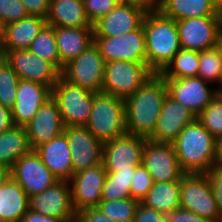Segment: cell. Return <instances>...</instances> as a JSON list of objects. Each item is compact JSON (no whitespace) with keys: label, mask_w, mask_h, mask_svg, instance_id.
Here are the masks:
<instances>
[{"label":"cell","mask_w":222,"mask_h":222,"mask_svg":"<svg viewBox=\"0 0 222 222\" xmlns=\"http://www.w3.org/2000/svg\"><path fill=\"white\" fill-rule=\"evenodd\" d=\"M199 51L180 49L159 73L163 78L198 77Z\"/></svg>","instance_id":"cell-31"},{"label":"cell","mask_w":222,"mask_h":222,"mask_svg":"<svg viewBox=\"0 0 222 222\" xmlns=\"http://www.w3.org/2000/svg\"><path fill=\"white\" fill-rule=\"evenodd\" d=\"M142 165L154 182L180 181L184 174L172 143L147 139L142 152Z\"/></svg>","instance_id":"cell-11"},{"label":"cell","mask_w":222,"mask_h":222,"mask_svg":"<svg viewBox=\"0 0 222 222\" xmlns=\"http://www.w3.org/2000/svg\"><path fill=\"white\" fill-rule=\"evenodd\" d=\"M140 201L131 197L123 200L100 201L97 208L115 222H132Z\"/></svg>","instance_id":"cell-35"},{"label":"cell","mask_w":222,"mask_h":222,"mask_svg":"<svg viewBox=\"0 0 222 222\" xmlns=\"http://www.w3.org/2000/svg\"><path fill=\"white\" fill-rule=\"evenodd\" d=\"M130 1L141 3L149 9H156L159 4V0H130Z\"/></svg>","instance_id":"cell-51"},{"label":"cell","mask_w":222,"mask_h":222,"mask_svg":"<svg viewBox=\"0 0 222 222\" xmlns=\"http://www.w3.org/2000/svg\"><path fill=\"white\" fill-rule=\"evenodd\" d=\"M11 177V168L0 165V186H3Z\"/></svg>","instance_id":"cell-49"},{"label":"cell","mask_w":222,"mask_h":222,"mask_svg":"<svg viewBox=\"0 0 222 222\" xmlns=\"http://www.w3.org/2000/svg\"><path fill=\"white\" fill-rule=\"evenodd\" d=\"M105 60L95 43L64 65L61 76L92 93H101Z\"/></svg>","instance_id":"cell-8"},{"label":"cell","mask_w":222,"mask_h":222,"mask_svg":"<svg viewBox=\"0 0 222 222\" xmlns=\"http://www.w3.org/2000/svg\"><path fill=\"white\" fill-rule=\"evenodd\" d=\"M172 144L184 173H207L215 164V137L197 119Z\"/></svg>","instance_id":"cell-3"},{"label":"cell","mask_w":222,"mask_h":222,"mask_svg":"<svg viewBox=\"0 0 222 222\" xmlns=\"http://www.w3.org/2000/svg\"><path fill=\"white\" fill-rule=\"evenodd\" d=\"M180 207L209 222H222L206 173H184L180 178Z\"/></svg>","instance_id":"cell-5"},{"label":"cell","mask_w":222,"mask_h":222,"mask_svg":"<svg viewBox=\"0 0 222 222\" xmlns=\"http://www.w3.org/2000/svg\"><path fill=\"white\" fill-rule=\"evenodd\" d=\"M29 15H37L47 18L50 8V0H21Z\"/></svg>","instance_id":"cell-45"},{"label":"cell","mask_w":222,"mask_h":222,"mask_svg":"<svg viewBox=\"0 0 222 222\" xmlns=\"http://www.w3.org/2000/svg\"><path fill=\"white\" fill-rule=\"evenodd\" d=\"M29 16L21 0H0V25L19 21Z\"/></svg>","instance_id":"cell-39"},{"label":"cell","mask_w":222,"mask_h":222,"mask_svg":"<svg viewBox=\"0 0 222 222\" xmlns=\"http://www.w3.org/2000/svg\"><path fill=\"white\" fill-rule=\"evenodd\" d=\"M94 43L105 62L124 60L147 63L146 36L142 25L135 31L119 36H94Z\"/></svg>","instance_id":"cell-9"},{"label":"cell","mask_w":222,"mask_h":222,"mask_svg":"<svg viewBox=\"0 0 222 222\" xmlns=\"http://www.w3.org/2000/svg\"><path fill=\"white\" fill-rule=\"evenodd\" d=\"M163 222H209L205 218L181 207L164 212Z\"/></svg>","instance_id":"cell-42"},{"label":"cell","mask_w":222,"mask_h":222,"mask_svg":"<svg viewBox=\"0 0 222 222\" xmlns=\"http://www.w3.org/2000/svg\"><path fill=\"white\" fill-rule=\"evenodd\" d=\"M218 47L220 48V50L222 52V36H219Z\"/></svg>","instance_id":"cell-52"},{"label":"cell","mask_w":222,"mask_h":222,"mask_svg":"<svg viewBox=\"0 0 222 222\" xmlns=\"http://www.w3.org/2000/svg\"><path fill=\"white\" fill-rule=\"evenodd\" d=\"M4 60V55L2 54V52L0 51V63Z\"/></svg>","instance_id":"cell-54"},{"label":"cell","mask_w":222,"mask_h":222,"mask_svg":"<svg viewBox=\"0 0 222 222\" xmlns=\"http://www.w3.org/2000/svg\"><path fill=\"white\" fill-rule=\"evenodd\" d=\"M75 222H115L106 217L97 207L82 209L76 213Z\"/></svg>","instance_id":"cell-44"},{"label":"cell","mask_w":222,"mask_h":222,"mask_svg":"<svg viewBox=\"0 0 222 222\" xmlns=\"http://www.w3.org/2000/svg\"><path fill=\"white\" fill-rule=\"evenodd\" d=\"M29 209V197L11 177L0 186V221L19 222Z\"/></svg>","instance_id":"cell-28"},{"label":"cell","mask_w":222,"mask_h":222,"mask_svg":"<svg viewBox=\"0 0 222 222\" xmlns=\"http://www.w3.org/2000/svg\"><path fill=\"white\" fill-rule=\"evenodd\" d=\"M175 21L198 17H216L215 0H159L157 8Z\"/></svg>","instance_id":"cell-27"},{"label":"cell","mask_w":222,"mask_h":222,"mask_svg":"<svg viewBox=\"0 0 222 222\" xmlns=\"http://www.w3.org/2000/svg\"><path fill=\"white\" fill-rule=\"evenodd\" d=\"M63 132L68 140L74 174L102 164L104 142L91 131L86 127L68 126Z\"/></svg>","instance_id":"cell-15"},{"label":"cell","mask_w":222,"mask_h":222,"mask_svg":"<svg viewBox=\"0 0 222 222\" xmlns=\"http://www.w3.org/2000/svg\"><path fill=\"white\" fill-rule=\"evenodd\" d=\"M142 204L161 213L180 207V181L154 182Z\"/></svg>","instance_id":"cell-30"},{"label":"cell","mask_w":222,"mask_h":222,"mask_svg":"<svg viewBox=\"0 0 222 222\" xmlns=\"http://www.w3.org/2000/svg\"><path fill=\"white\" fill-rule=\"evenodd\" d=\"M216 18L219 29V35L222 36V0L216 2Z\"/></svg>","instance_id":"cell-50"},{"label":"cell","mask_w":222,"mask_h":222,"mask_svg":"<svg viewBox=\"0 0 222 222\" xmlns=\"http://www.w3.org/2000/svg\"><path fill=\"white\" fill-rule=\"evenodd\" d=\"M215 163L222 164V135L215 137Z\"/></svg>","instance_id":"cell-48"},{"label":"cell","mask_w":222,"mask_h":222,"mask_svg":"<svg viewBox=\"0 0 222 222\" xmlns=\"http://www.w3.org/2000/svg\"><path fill=\"white\" fill-rule=\"evenodd\" d=\"M19 222H65L64 220L52 216L42 215L30 209L21 217Z\"/></svg>","instance_id":"cell-46"},{"label":"cell","mask_w":222,"mask_h":222,"mask_svg":"<svg viewBox=\"0 0 222 222\" xmlns=\"http://www.w3.org/2000/svg\"><path fill=\"white\" fill-rule=\"evenodd\" d=\"M47 24L54 27H93L83 0H50Z\"/></svg>","instance_id":"cell-26"},{"label":"cell","mask_w":222,"mask_h":222,"mask_svg":"<svg viewBox=\"0 0 222 222\" xmlns=\"http://www.w3.org/2000/svg\"><path fill=\"white\" fill-rule=\"evenodd\" d=\"M47 24L46 18L29 15L2 27L0 51L29 49L33 40Z\"/></svg>","instance_id":"cell-23"},{"label":"cell","mask_w":222,"mask_h":222,"mask_svg":"<svg viewBox=\"0 0 222 222\" xmlns=\"http://www.w3.org/2000/svg\"><path fill=\"white\" fill-rule=\"evenodd\" d=\"M168 95L165 79L154 73L132 95L124 99L126 132L148 138L155 129Z\"/></svg>","instance_id":"cell-1"},{"label":"cell","mask_w":222,"mask_h":222,"mask_svg":"<svg viewBox=\"0 0 222 222\" xmlns=\"http://www.w3.org/2000/svg\"><path fill=\"white\" fill-rule=\"evenodd\" d=\"M153 183L154 181L148 170L142 164L137 166L131 180V198L141 202L153 186Z\"/></svg>","instance_id":"cell-38"},{"label":"cell","mask_w":222,"mask_h":222,"mask_svg":"<svg viewBox=\"0 0 222 222\" xmlns=\"http://www.w3.org/2000/svg\"><path fill=\"white\" fill-rule=\"evenodd\" d=\"M1 52L20 79L41 83L52 90L61 76V72L51 62L42 59L29 49Z\"/></svg>","instance_id":"cell-10"},{"label":"cell","mask_w":222,"mask_h":222,"mask_svg":"<svg viewBox=\"0 0 222 222\" xmlns=\"http://www.w3.org/2000/svg\"><path fill=\"white\" fill-rule=\"evenodd\" d=\"M149 10L138 2L118 3L106 16L93 24L94 36L114 37L137 30Z\"/></svg>","instance_id":"cell-16"},{"label":"cell","mask_w":222,"mask_h":222,"mask_svg":"<svg viewBox=\"0 0 222 222\" xmlns=\"http://www.w3.org/2000/svg\"><path fill=\"white\" fill-rule=\"evenodd\" d=\"M196 116L169 95L165 98L154 132L147 138L154 142L172 143Z\"/></svg>","instance_id":"cell-21"},{"label":"cell","mask_w":222,"mask_h":222,"mask_svg":"<svg viewBox=\"0 0 222 222\" xmlns=\"http://www.w3.org/2000/svg\"><path fill=\"white\" fill-rule=\"evenodd\" d=\"M32 151L28 135L23 126H13L0 133V165L12 168L23 155Z\"/></svg>","instance_id":"cell-29"},{"label":"cell","mask_w":222,"mask_h":222,"mask_svg":"<svg viewBox=\"0 0 222 222\" xmlns=\"http://www.w3.org/2000/svg\"><path fill=\"white\" fill-rule=\"evenodd\" d=\"M85 127L102 142L127 133L124 99L102 92L94 93L91 115Z\"/></svg>","instance_id":"cell-4"},{"label":"cell","mask_w":222,"mask_h":222,"mask_svg":"<svg viewBox=\"0 0 222 222\" xmlns=\"http://www.w3.org/2000/svg\"><path fill=\"white\" fill-rule=\"evenodd\" d=\"M142 26L146 36V61L154 73H160L181 49L176 21L158 9H149Z\"/></svg>","instance_id":"cell-2"},{"label":"cell","mask_w":222,"mask_h":222,"mask_svg":"<svg viewBox=\"0 0 222 222\" xmlns=\"http://www.w3.org/2000/svg\"><path fill=\"white\" fill-rule=\"evenodd\" d=\"M65 127H85L93 106L94 93L75 85L62 76L52 88Z\"/></svg>","instance_id":"cell-6"},{"label":"cell","mask_w":222,"mask_h":222,"mask_svg":"<svg viewBox=\"0 0 222 222\" xmlns=\"http://www.w3.org/2000/svg\"><path fill=\"white\" fill-rule=\"evenodd\" d=\"M182 49L204 51L218 46L219 29L216 17L188 18L176 21Z\"/></svg>","instance_id":"cell-19"},{"label":"cell","mask_w":222,"mask_h":222,"mask_svg":"<svg viewBox=\"0 0 222 222\" xmlns=\"http://www.w3.org/2000/svg\"><path fill=\"white\" fill-rule=\"evenodd\" d=\"M14 126L11 110L0 104V133Z\"/></svg>","instance_id":"cell-47"},{"label":"cell","mask_w":222,"mask_h":222,"mask_svg":"<svg viewBox=\"0 0 222 222\" xmlns=\"http://www.w3.org/2000/svg\"><path fill=\"white\" fill-rule=\"evenodd\" d=\"M132 222H163V213L140 202Z\"/></svg>","instance_id":"cell-43"},{"label":"cell","mask_w":222,"mask_h":222,"mask_svg":"<svg viewBox=\"0 0 222 222\" xmlns=\"http://www.w3.org/2000/svg\"><path fill=\"white\" fill-rule=\"evenodd\" d=\"M198 77L209 83L218 82L222 90V52L218 46L199 52Z\"/></svg>","instance_id":"cell-34"},{"label":"cell","mask_w":222,"mask_h":222,"mask_svg":"<svg viewBox=\"0 0 222 222\" xmlns=\"http://www.w3.org/2000/svg\"><path fill=\"white\" fill-rule=\"evenodd\" d=\"M2 26L0 25V44H1Z\"/></svg>","instance_id":"cell-55"},{"label":"cell","mask_w":222,"mask_h":222,"mask_svg":"<svg viewBox=\"0 0 222 222\" xmlns=\"http://www.w3.org/2000/svg\"><path fill=\"white\" fill-rule=\"evenodd\" d=\"M83 2L87 18L92 25L118 5L115 0H83Z\"/></svg>","instance_id":"cell-40"},{"label":"cell","mask_w":222,"mask_h":222,"mask_svg":"<svg viewBox=\"0 0 222 222\" xmlns=\"http://www.w3.org/2000/svg\"><path fill=\"white\" fill-rule=\"evenodd\" d=\"M118 3H127L130 2V0H115Z\"/></svg>","instance_id":"cell-53"},{"label":"cell","mask_w":222,"mask_h":222,"mask_svg":"<svg viewBox=\"0 0 222 222\" xmlns=\"http://www.w3.org/2000/svg\"><path fill=\"white\" fill-rule=\"evenodd\" d=\"M51 96L52 90L48 86L20 79L15 104L11 109L14 125L24 127Z\"/></svg>","instance_id":"cell-22"},{"label":"cell","mask_w":222,"mask_h":222,"mask_svg":"<svg viewBox=\"0 0 222 222\" xmlns=\"http://www.w3.org/2000/svg\"><path fill=\"white\" fill-rule=\"evenodd\" d=\"M11 176L28 197L41 193L59 181L42 162L35 150L21 156L13 164Z\"/></svg>","instance_id":"cell-14"},{"label":"cell","mask_w":222,"mask_h":222,"mask_svg":"<svg viewBox=\"0 0 222 222\" xmlns=\"http://www.w3.org/2000/svg\"><path fill=\"white\" fill-rule=\"evenodd\" d=\"M147 138L123 134L104 142L102 164L106 172L130 169L142 164V152Z\"/></svg>","instance_id":"cell-13"},{"label":"cell","mask_w":222,"mask_h":222,"mask_svg":"<svg viewBox=\"0 0 222 222\" xmlns=\"http://www.w3.org/2000/svg\"><path fill=\"white\" fill-rule=\"evenodd\" d=\"M196 119L214 136L222 135V94L219 92Z\"/></svg>","instance_id":"cell-37"},{"label":"cell","mask_w":222,"mask_h":222,"mask_svg":"<svg viewBox=\"0 0 222 222\" xmlns=\"http://www.w3.org/2000/svg\"><path fill=\"white\" fill-rule=\"evenodd\" d=\"M168 95L189 109L196 117L220 92L209 88L200 77L164 78Z\"/></svg>","instance_id":"cell-12"},{"label":"cell","mask_w":222,"mask_h":222,"mask_svg":"<svg viewBox=\"0 0 222 222\" xmlns=\"http://www.w3.org/2000/svg\"><path fill=\"white\" fill-rule=\"evenodd\" d=\"M20 78L4 59L0 63V104L12 109L15 104Z\"/></svg>","instance_id":"cell-36"},{"label":"cell","mask_w":222,"mask_h":222,"mask_svg":"<svg viewBox=\"0 0 222 222\" xmlns=\"http://www.w3.org/2000/svg\"><path fill=\"white\" fill-rule=\"evenodd\" d=\"M136 167L107 172L101 195V201L123 200L131 197V180Z\"/></svg>","instance_id":"cell-32"},{"label":"cell","mask_w":222,"mask_h":222,"mask_svg":"<svg viewBox=\"0 0 222 222\" xmlns=\"http://www.w3.org/2000/svg\"><path fill=\"white\" fill-rule=\"evenodd\" d=\"M29 50L62 71L64 66L60 63L54 26L46 24L31 43Z\"/></svg>","instance_id":"cell-33"},{"label":"cell","mask_w":222,"mask_h":222,"mask_svg":"<svg viewBox=\"0 0 222 222\" xmlns=\"http://www.w3.org/2000/svg\"><path fill=\"white\" fill-rule=\"evenodd\" d=\"M154 72L147 63L124 60L105 63L102 93L126 99L139 89Z\"/></svg>","instance_id":"cell-7"},{"label":"cell","mask_w":222,"mask_h":222,"mask_svg":"<svg viewBox=\"0 0 222 222\" xmlns=\"http://www.w3.org/2000/svg\"><path fill=\"white\" fill-rule=\"evenodd\" d=\"M54 30L63 66L94 43L93 27H54Z\"/></svg>","instance_id":"cell-25"},{"label":"cell","mask_w":222,"mask_h":222,"mask_svg":"<svg viewBox=\"0 0 222 222\" xmlns=\"http://www.w3.org/2000/svg\"><path fill=\"white\" fill-rule=\"evenodd\" d=\"M24 127L32 150L60 135L65 125L56 100L47 99Z\"/></svg>","instance_id":"cell-20"},{"label":"cell","mask_w":222,"mask_h":222,"mask_svg":"<svg viewBox=\"0 0 222 222\" xmlns=\"http://www.w3.org/2000/svg\"><path fill=\"white\" fill-rule=\"evenodd\" d=\"M29 209L65 222H75L76 212L72 205L69 182L58 181L41 193L31 195Z\"/></svg>","instance_id":"cell-17"},{"label":"cell","mask_w":222,"mask_h":222,"mask_svg":"<svg viewBox=\"0 0 222 222\" xmlns=\"http://www.w3.org/2000/svg\"><path fill=\"white\" fill-rule=\"evenodd\" d=\"M106 175L103 164H99L75 173L68 181L72 205L76 213L82 209L98 206Z\"/></svg>","instance_id":"cell-18"},{"label":"cell","mask_w":222,"mask_h":222,"mask_svg":"<svg viewBox=\"0 0 222 222\" xmlns=\"http://www.w3.org/2000/svg\"><path fill=\"white\" fill-rule=\"evenodd\" d=\"M206 175L210 180L215 202L222 215V164L215 163Z\"/></svg>","instance_id":"cell-41"},{"label":"cell","mask_w":222,"mask_h":222,"mask_svg":"<svg viewBox=\"0 0 222 222\" xmlns=\"http://www.w3.org/2000/svg\"><path fill=\"white\" fill-rule=\"evenodd\" d=\"M35 152L59 181H69L74 175L69 144L64 132L37 147Z\"/></svg>","instance_id":"cell-24"}]
</instances>
